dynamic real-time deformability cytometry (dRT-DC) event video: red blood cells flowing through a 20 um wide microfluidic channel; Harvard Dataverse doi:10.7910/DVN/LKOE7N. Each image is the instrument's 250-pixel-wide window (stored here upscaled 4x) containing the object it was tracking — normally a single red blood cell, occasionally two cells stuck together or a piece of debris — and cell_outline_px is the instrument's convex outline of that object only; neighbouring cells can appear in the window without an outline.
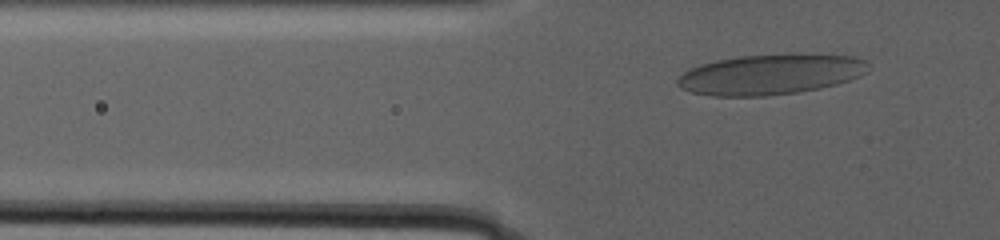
{"species": "human", "species_latin": "Homo sapiens", "temperature_condition": "warm", "stored_images_in_passage": 80, "camera_frame_rate_fps": 3000, "um_per_image_px": 0.085, "donor": {"sex": "male"}, "frame": {"image": 1, "passage_image": 26, "time_ms": 8.333, "image_size_px": [1000, 240], "cell_outline_px": [[868, 72], [860, 76], [836, 84], [820, 88], [796, 92], [764, 96], [712, 96], [692, 92], [680, 88], [676, 84], [676, 80], [688, 68], [700, 64], [716, 60], [736, 56], [788, 52], [852, 56], [868, 60]], "centroid_in_image_um": [65.5, 6.29], "position_along_channel_um": 60.3, "area_um2": 45.72}}
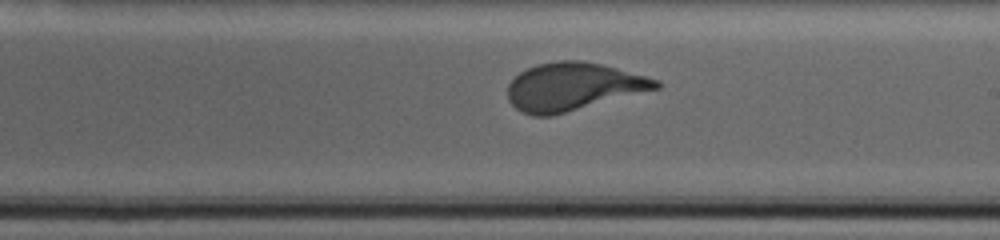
{"frame": {"image": 2, "passage_image": 55, "time_ms": 18.0, "image_size_px": [1000, 240], "cell_outline_px": [[660, 88], [552, 116], [532, 116], [520, 112], [508, 100], [508, 84], [520, 72], [536, 64], [560, 60], [584, 60], [604, 64], [660, 80]], "centroid_in_image_um": [48.71, 7.36], "position_along_channel_um": 240.3, "area_um2": 41.56}}
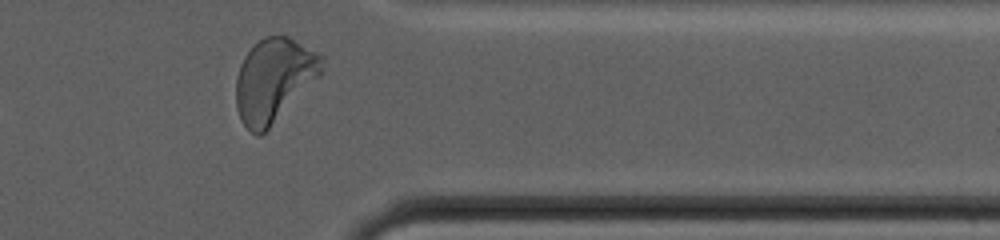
{"frame": {"image": 3, "passage_image": 77, "time_ms": 25.333, "image_size_px": [1000, 240], "cell_outline_px": [[324, 72], [260, 136], [256, 136], [240, 120], [236, 108], [236, 76], [240, 64], [244, 56], [264, 36], [288, 36], [324, 56]], "centroid_in_image_um": [23.29, 6.79], "position_along_channel_um": 388.1, "area_um2": 41.5}, "authors_computed_cell_mechanics": {"area_um2": 41.905, "velocity_mm_per_s": 2.0628, "shape_relaxation_time_tau1_ms": 8.5917, "shape_relaxation_time_tau2_ms": null, "deformation_change_tau1": 0.2318, "deformation_change_tau2": null}}